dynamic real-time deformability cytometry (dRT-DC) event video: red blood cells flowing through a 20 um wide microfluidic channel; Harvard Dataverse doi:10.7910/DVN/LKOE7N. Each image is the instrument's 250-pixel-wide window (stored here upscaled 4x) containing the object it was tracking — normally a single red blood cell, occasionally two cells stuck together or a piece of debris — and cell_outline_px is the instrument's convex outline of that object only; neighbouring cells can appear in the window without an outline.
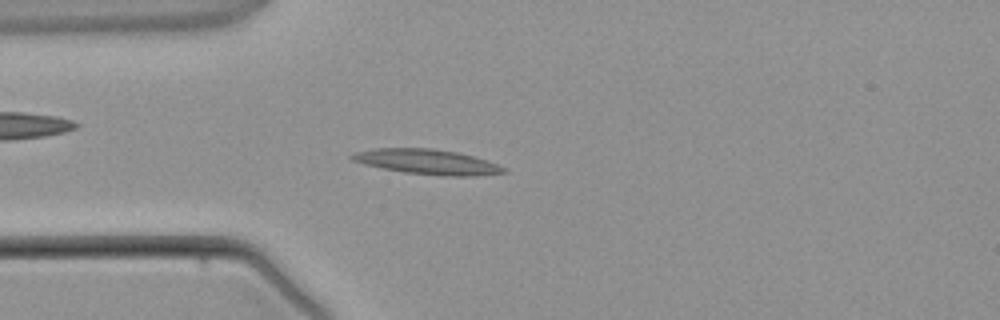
{"species": "common noctule bat (a hibernating species)", "species_latin": "Nyctalus noctula", "temperature_condition": "warm", "stored_images_in_passage": 2, "camera_frame_rate_fps": 3000, "um_per_image_px": 0.085, "animal": {"sex": "male", "body_mass_g": 21.5, "forearm_length_mm": 52.0}, "frame": {"image": 1, "passage_image": 2, "time_ms": 1.333, "image_size_px": [1000, 320], "cell_outline_px": [[508, 172], [472, 176], [444, 176], [404, 172], [364, 164], [352, 160], [348, 156], [352, 152], [376, 148], [432, 148], [456, 152], [472, 156], [496, 164], [504, 168]], "centroid_in_image_um": [36.25, 13.75], "position_along_channel_um": 48.7, "area_um2": 21.91}}